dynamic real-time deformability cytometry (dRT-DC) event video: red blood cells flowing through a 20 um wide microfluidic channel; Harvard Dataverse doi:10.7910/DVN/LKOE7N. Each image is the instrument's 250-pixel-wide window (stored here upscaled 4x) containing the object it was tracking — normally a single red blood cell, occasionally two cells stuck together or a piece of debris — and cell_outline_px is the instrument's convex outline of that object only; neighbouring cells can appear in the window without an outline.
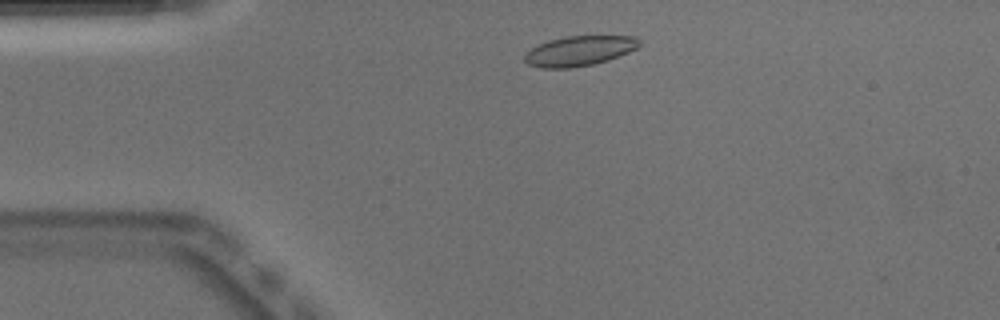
{"species": "Egyptian fruit bat (a non-hibernating species)", "species_latin": "Rousettus aegyptiacus", "temperature_condition": "warm", "stored_images_in_passage": 44, "camera_frame_rate_fps": 3000, "um_per_image_px": 0.085, "animal": {"sex": "male"}, "frame": {"image": 1, "passage_image": 4, "time_ms": 1.0, "image_size_px": [1000, 320], "cell_outline_px": [[640, 44], [636, 48], [628, 52], [608, 60], [592, 64], [572, 68], [540, 68], [528, 64], [524, 60], [524, 56], [536, 44], [548, 40], [564, 36], [636, 36], [640, 40]], "centroid_in_image_um": [49.22, 4.32], "position_along_channel_um": 35.8, "area_um2": 20.06}}
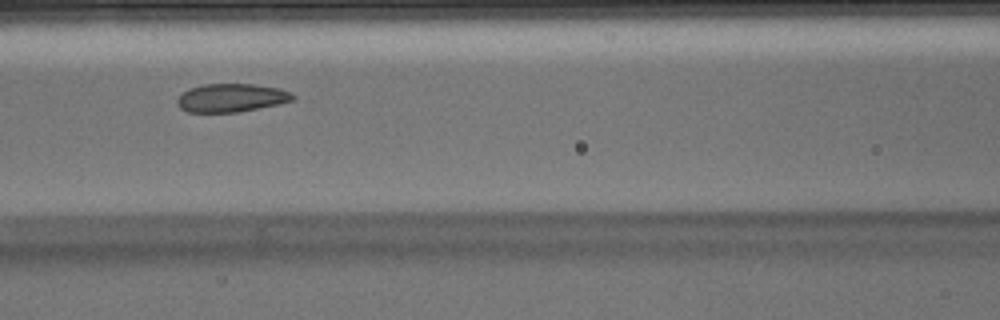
{"frame": {"image": 2, "passage_image": 15, "time_ms": 4.667, "image_size_px": [1000, 320], "cell_outline_px": [[296, 96], [292, 100], [280, 104], [240, 112], [188, 112], [180, 108], [176, 104], [176, 100], [188, 88], [200, 84], [252, 84], [280, 88], [292, 92]], "centroid_in_image_um": [19.67, 8.31], "position_along_channel_um": 146.9, "area_um2": 19.31}}
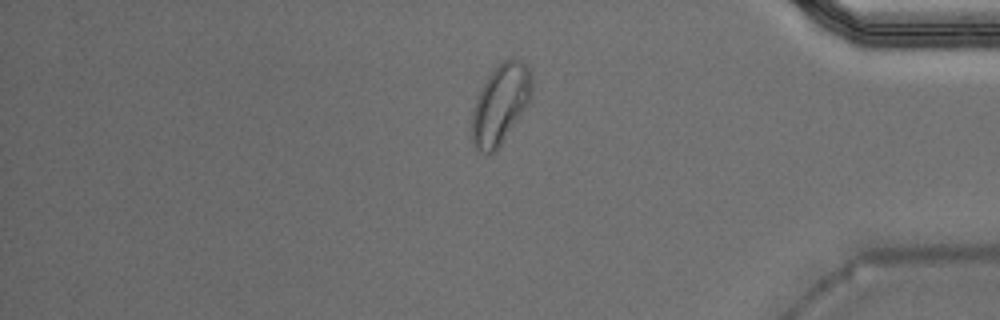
{"frame": {"image": 3, "passage_image": 36, "time_ms": 11.667, "image_size_px": [1000, 320], "cell_outline_px": [[532, 92], [524, 108], [496, 152], [488, 156], [476, 152], [472, 144], [472, 112], [476, 100], [488, 76], [508, 56], [512, 56], [528, 64], [532, 80]], "centroid_in_image_um": [42.52, 8.88], "position_along_channel_um": 392.7, "area_um2": 27.74}, "authors_computed_cell_mechanics": {"area_um2": 20.2589, "velocity_mm_per_s": 3.9107, "shape_relaxation_time_tau1_ms": 7.8481, "shape_relaxation_time_tau2_ms": 1.2751, "deformation_change_tau1": 0.1478, "deformation_change_tau2": 0.0537}}